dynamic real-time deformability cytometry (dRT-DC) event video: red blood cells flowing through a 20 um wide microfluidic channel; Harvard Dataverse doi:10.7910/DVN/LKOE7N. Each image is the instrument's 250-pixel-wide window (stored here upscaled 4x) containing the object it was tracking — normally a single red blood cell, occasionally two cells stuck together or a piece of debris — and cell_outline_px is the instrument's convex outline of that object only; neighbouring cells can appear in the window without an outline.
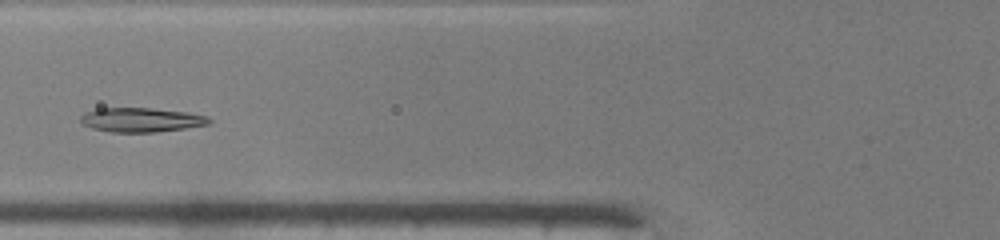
{"species": "common noctule bat (a hibernating species)", "species_latin": "Nyctalus noctula", "temperature_condition": "warm", "stored_images_in_passage": 43, "segment_of_instrument_passage": [1, 2], "camera_frame_rate_fps": 3000, "um_per_image_px": 0.085, "animal": {"sex": "male", "body_mass_g": 19.0, "forearm_length_mm": 50.8}, "frame": {"image": 1, "passage_image": 13, "time_ms": 4.0, "image_size_px": [1000, 240], "cell_outline_px": [[212, 124], [156, 132], [108, 132], [92, 128], [80, 124], [80, 116], [84, 112], [96, 108], [152, 108], [188, 112], [208, 116], [212, 120]], "centroid_in_image_um": [11.98, 10.18], "position_along_channel_um": 113.8, "area_um2": 18.5}}
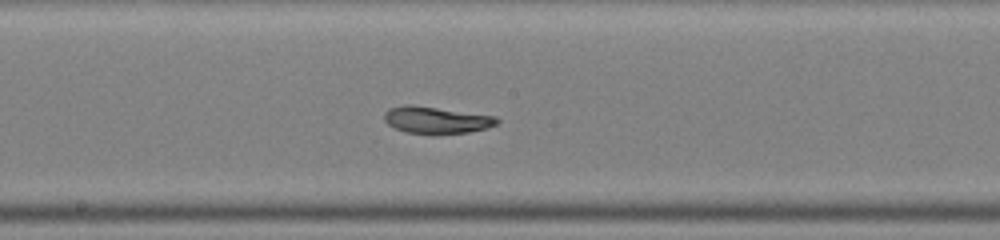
{"frame": {"image": 2, "passage_image": 20, "time_ms": 6.333, "image_size_px": [1000, 240], "cell_outline_px": [[500, 120], [496, 124], [488, 128], [468, 132], [436, 136], [432, 136], [408, 132], [396, 128], [388, 124], [384, 120], [384, 112], [388, 108], [404, 104], [408, 104], [496, 116]], "centroid_in_image_um": [37.08, 10.23], "position_along_channel_um": 211.1, "area_um2": 18.03}}
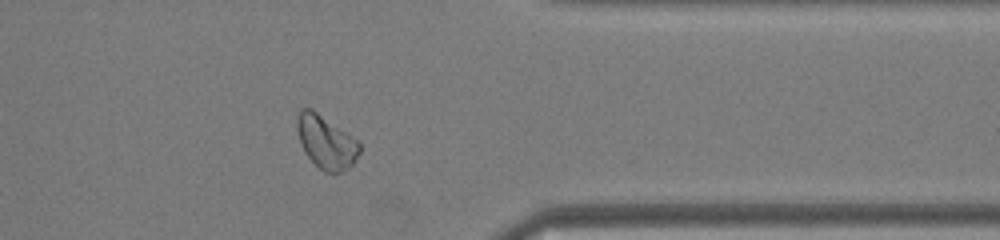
{"frame": {"image": 3, "passage_image": 33, "time_ms": 10.667, "image_size_px": [1000, 240], "cell_outline_px": [[360, 152], [356, 160], [344, 172], [332, 176], [324, 172], [304, 152], [296, 128], [296, 116], [300, 108], [312, 108], [360, 140]], "centroid_in_image_um": [27.74, 12.07], "position_along_channel_um": 383.7, "area_um2": 19.94}}